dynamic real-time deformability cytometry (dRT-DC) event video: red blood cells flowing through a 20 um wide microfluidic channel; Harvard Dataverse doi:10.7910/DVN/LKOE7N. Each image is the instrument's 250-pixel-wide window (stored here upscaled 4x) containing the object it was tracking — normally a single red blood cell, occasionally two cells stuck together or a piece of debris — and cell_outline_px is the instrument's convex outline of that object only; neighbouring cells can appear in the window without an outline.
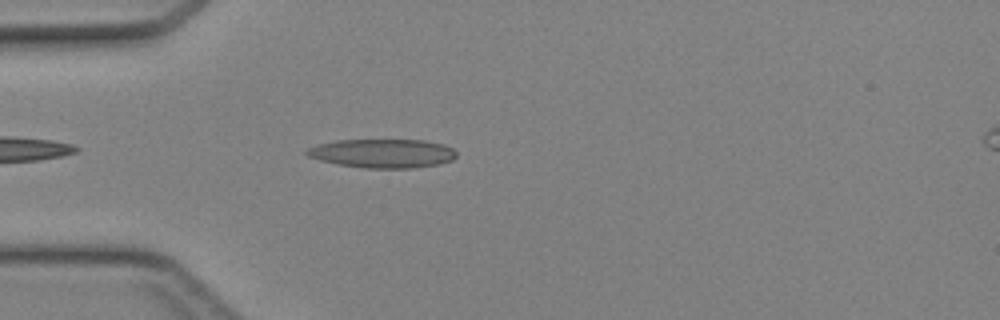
{"species": "Egyptian fruit bat (a non-hibernating species)", "species_latin": "Rousettus aegyptiacus", "temperature_condition": "cold", "stored_images_in_passage": 23, "camera_frame_rate_fps": 3000, "um_per_image_px": 0.085, "animal": {"sex": "female"}, "frame": {"image": 1, "passage_image": 3, "time_ms": 0.667, "image_size_px": [1000, 320], "cell_outline_px": [[456, 156], [452, 160], [440, 164], [412, 168], [364, 168], [336, 164], [320, 160], [308, 156], [304, 152], [308, 148], [320, 144], [336, 140], [424, 140], [444, 144], [452, 148], [456, 152]], "centroid_in_image_um": [32.53, 13.04], "position_along_channel_um": 52.5, "area_um2": 25.2}}
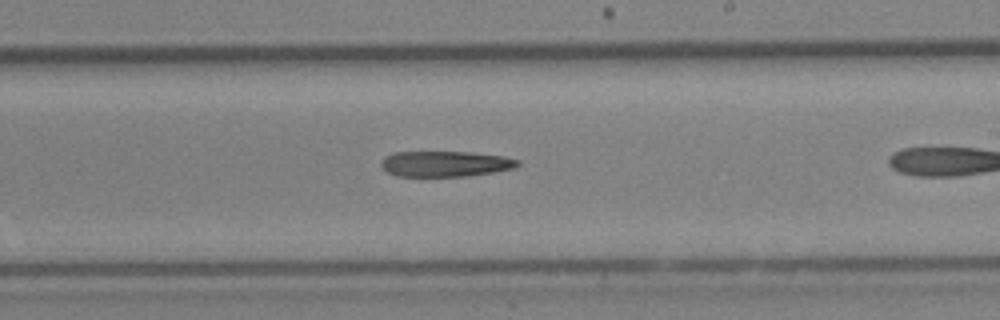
{"frame": {"image": 2, "passage_image": 14, "time_ms": 4.333, "image_size_px": [1000, 320], "cell_outline_px": [[520, 164], [512, 168], [492, 172], [468, 176], [396, 176], [388, 172], [380, 164], [384, 156], [392, 152], [472, 152], [500, 156], [520, 160]], "centroid_in_image_um": [37.81, 13.92], "position_along_channel_um": 251.2, "area_um2": 20.29}}
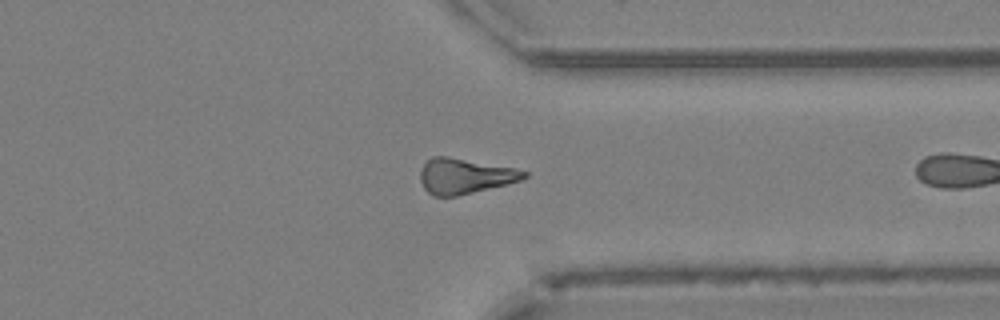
{"frame": {"image": 3, "passage_image": 22, "time_ms": 7.0, "image_size_px": [1000, 320], "cell_outline_px": [[528, 176], [520, 180], [456, 196], [432, 196], [424, 188], [420, 180], [420, 172], [424, 164], [432, 156], [448, 156], [516, 168], [528, 172]], "centroid_in_image_um": [39.48, 14.95], "position_along_channel_um": 371.9, "area_um2": 21.15}}